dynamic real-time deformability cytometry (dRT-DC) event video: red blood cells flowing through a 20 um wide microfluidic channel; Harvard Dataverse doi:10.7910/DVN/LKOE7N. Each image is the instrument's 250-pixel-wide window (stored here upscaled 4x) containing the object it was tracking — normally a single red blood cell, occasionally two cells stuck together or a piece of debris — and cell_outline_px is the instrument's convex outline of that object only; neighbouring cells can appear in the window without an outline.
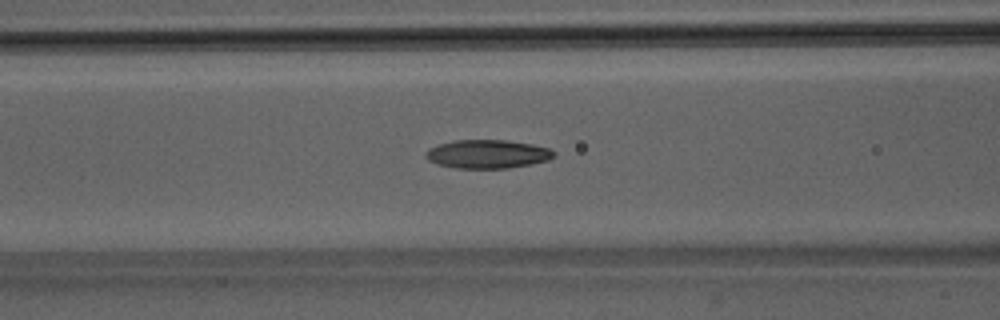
{"species": "Egyptian fruit bat (a non-hibernating species)", "species_latin": "Rousettus aegyptiacus", "temperature_condition": "room temperature", "stored_images_in_passage": 51, "camera_frame_rate_fps": 3000, "um_per_image_px": 0.085, "animal": {"sex": "male"}, "frame": {"image": 1, "passage_image": 21, "time_ms": 6.667, "image_size_px": [1000, 320], "cell_outline_px": [[556, 156], [548, 160], [532, 164], [508, 168], [456, 168], [436, 164], [428, 160], [424, 156], [424, 152], [428, 148], [452, 140], [504, 140], [532, 144], [548, 148], [556, 152]], "centroid_in_image_um": [41.42, 13.09], "position_along_channel_um": 125.2, "area_um2": 21.5}}
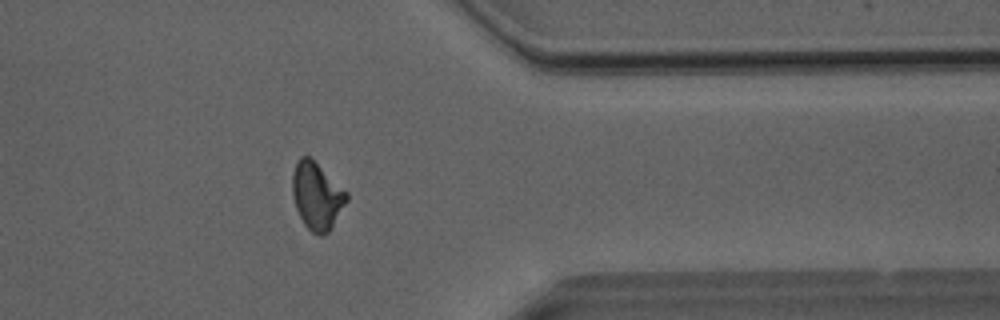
{"frame": {"image": 2, "passage_image": 41, "time_ms": 13.333, "image_size_px": [1000, 320], "cell_outline_px": [[348, 200], [328, 232], [320, 236], [312, 232], [304, 224], [296, 208], [292, 196], [292, 172], [296, 160], [300, 156], [308, 156], [348, 192]], "centroid_in_image_um": [26.91, 16.64], "position_along_channel_um": 384.5, "area_um2": 21.1}}
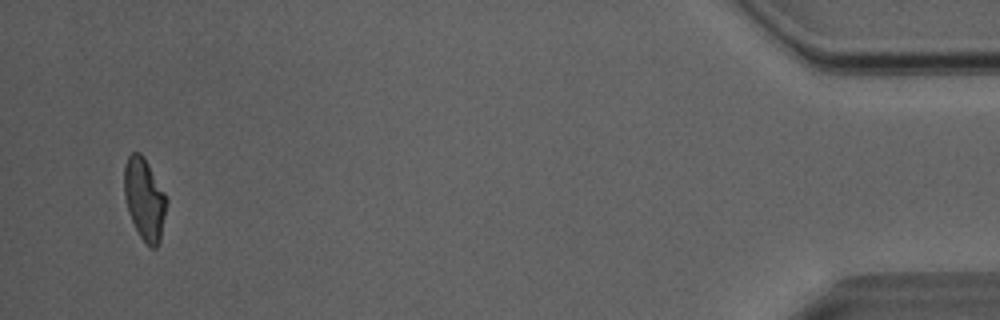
{"frame": {"image": 3, "passage_image": 49, "time_ms": 16.0, "image_size_px": [1000, 320], "cell_outline_px": [[168, 200], [160, 240], [156, 248], [152, 248], [140, 236], [128, 212], [124, 196], [124, 164], [128, 156], [132, 152], [140, 152], [144, 156], [168, 196]], "centroid_in_image_um": [12.29, 16.87], "position_along_channel_um": 422.9, "area_um2": 20.4}, "authors_computed_cell_mechanics": {"area_um2": 20.9236, "velocity_mm_per_s": 4.0671, "shape_relaxation_time_tau1_ms": 5.4925, "shape_relaxation_time_tau2_ms": 3.1212, "deformation_change_tau1": 0.1671, "deformation_change_tau2": 0.0944}}